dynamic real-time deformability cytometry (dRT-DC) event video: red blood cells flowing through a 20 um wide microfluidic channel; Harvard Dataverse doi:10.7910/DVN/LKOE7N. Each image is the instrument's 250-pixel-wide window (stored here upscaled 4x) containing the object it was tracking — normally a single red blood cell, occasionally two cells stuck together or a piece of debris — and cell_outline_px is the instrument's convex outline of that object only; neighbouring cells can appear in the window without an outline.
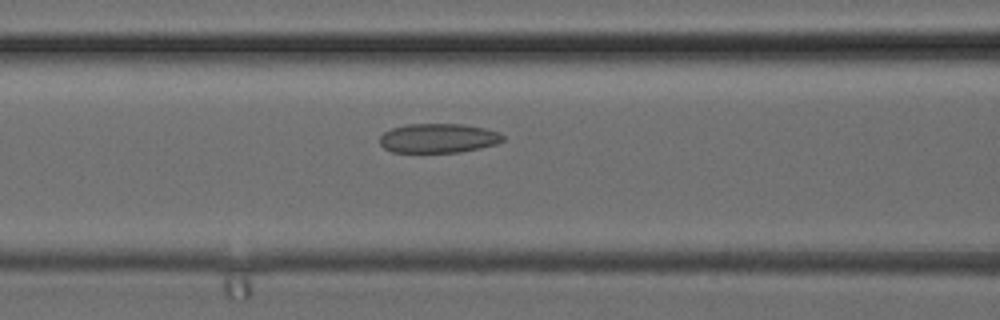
{"species": "common noctule bat (a hibernating species)", "species_latin": "Nyctalus noctula", "temperature_condition": "cold", "stored_images_in_passage": 25, "camera_frame_rate_fps": 3000, "um_per_image_px": 0.085, "animal": {"sex": "female", "body_mass_g": 24.6, "forearm_length_mm": 56.2}, "frame": {"image": 1, "passage_image": 9, "time_ms": 2.667, "image_size_px": [1000, 320], "cell_outline_px": [[504, 140], [496, 144], [480, 148], [460, 152], [392, 152], [384, 148], [380, 144], [380, 136], [384, 132], [392, 128], [408, 124], [464, 124], [484, 128], [500, 132], [504, 136]], "centroid_in_image_um": [37.27, 11.74], "position_along_channel_um": 129.3, "area_um2": 21.1}}
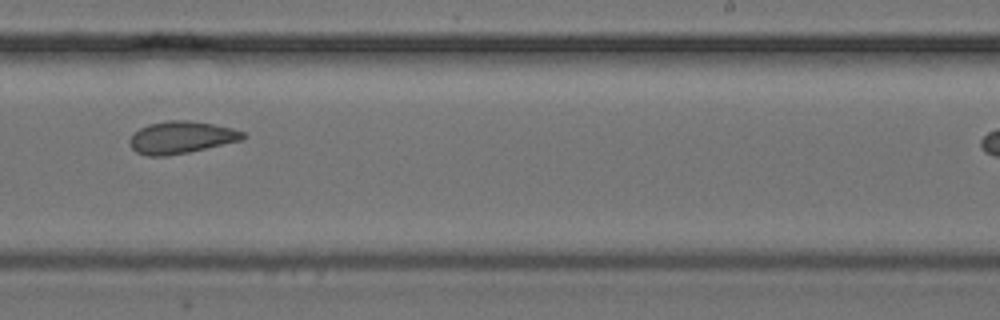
{"frame": {"image": 2, "passage_image": 17, "time_ms": 5.333, "image_size_px": [1000, 320], "cell_outline_px": [[248, 136], [244, 140], [188, 152], [168, 156], [148, 156], [136, 152], [128, 144], [128, 140], [140, 128], [148, 124], [168, 120], [188, 120], [212, 124], [232, 128], [244, 132]], "centroid_in_image_um": [15.42, 11.68], "position_along_channel_um": 273.6, "area_um2": 21.39}}
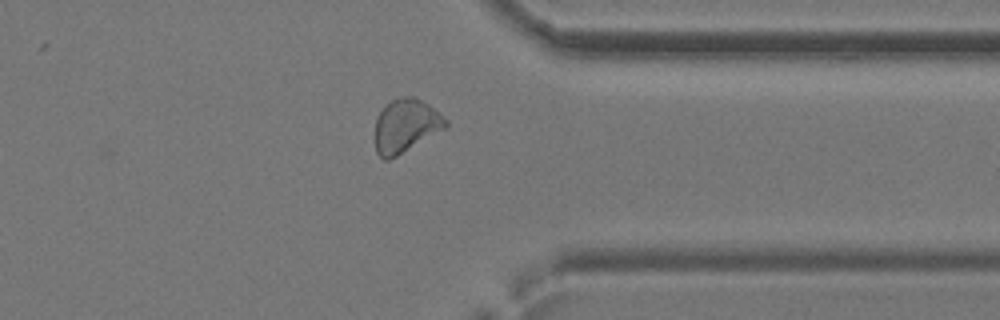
{"frame": {"image": 3, "passage_image": 23, "time_ms": 7.333, "image_size_px": [1000, 320], "cell_outline_px": [[448, 128], [396, 156], [388, 160], [384, 160], [376, 152], [376, 120], [380, 112], [392, 100], [400, 96], [412, 96], [428, 104], [448, 120]], "centroid_in_image_um": [34.53, 10.7], "position_along_channel_um": 376.9, "area_um2": 21.85}}